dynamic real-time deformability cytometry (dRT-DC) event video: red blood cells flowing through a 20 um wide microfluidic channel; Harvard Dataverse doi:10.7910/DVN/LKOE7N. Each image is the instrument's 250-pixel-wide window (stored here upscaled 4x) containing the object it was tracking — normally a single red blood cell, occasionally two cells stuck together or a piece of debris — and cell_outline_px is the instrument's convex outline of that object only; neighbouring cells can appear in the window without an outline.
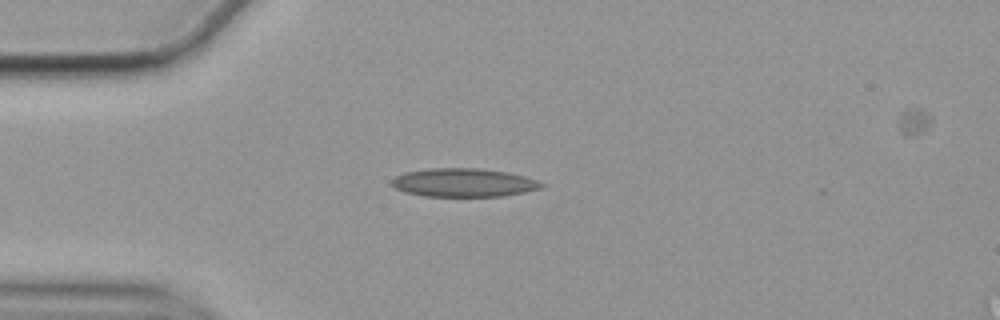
{"species": "common noctule bat (a hibernating species)", "species_latin": "Nyctalus noctula", "temperature_condition": "cold", "stored_images_in_passage": 43, "camera_frame_rate_fps": 3000, "um_per_image_px": 0.085, "animal": {"sex": "female", "body_mass_g": 19.9}, "frame": {"image": 1, "passage_image": 1, "time_ms": 0.0, "image_size_px": [1000, 320], "cell_outline_px": [[544, 184], [540, 188], [524, 192], [504, 196], [424, 196], [404, 192], [396, 188], [392, 184], [392, 180], [396, 176], [404, 172], [432, 168], [480, 168], [504, 172], [524, 176], [536, 180]], "centroid_in_image_um": [39.38, 15.52], "position_along_channel_um": 45.6, "area_um2": 24.62}}
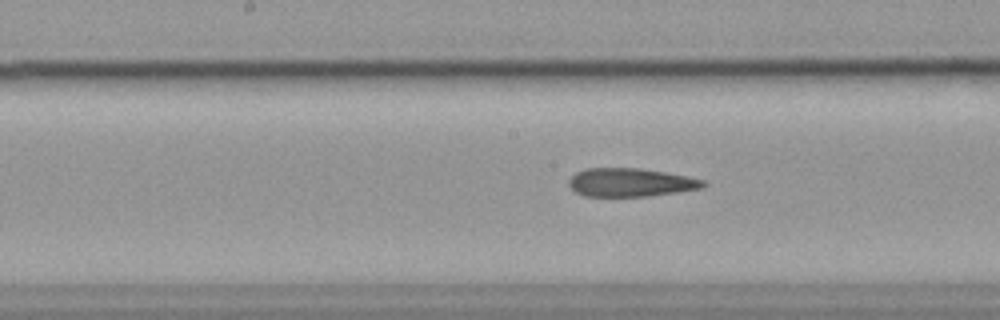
{"frame": {"image": 2, "passage_image": 15, "time_ms": 4.667, "image_size_px": [1000, 320], "cell_outline_px": [[708, 184], [704, 188], [648, 196], [584, 196], [576, 192], [568, 184], [568, 180], [576, 172], [584, 168], [640, 168], [688, 176], [704, 180]], "centroid_in_image_um": [53.61, 15.5], "position_along_channel_um": 194.6, "area_um2": 22.31}}
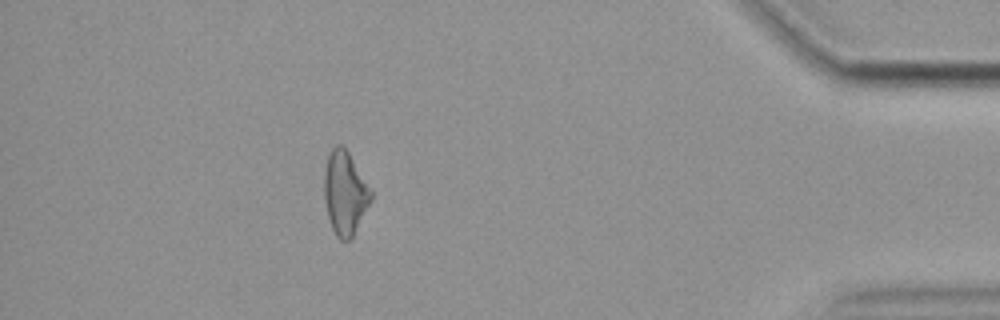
{"frame": {"image": 3, "passage_image": 37, "time_ms": 12.0, "image_size_px": [1000, 320], "cell_outline_px": [[372, 200], [352, 236], [348, 240], [340, 240], [336, 236], [328, 220], [324, 200], [324, 168], [328, 156], [332, 148], [336, 144], [340, 144], [348, 152], [372, 192]], "centroid_in_image_um": [29.29, 16.41], "position_along_channel_um": 405.9, "area_um2": 22.54}, "authors_computed_cell_mechanics": {"area_um2": 23.0622, "velocity_mm_per_s": 3.5465, "shape_relaxation_time_tau1_ms": null, "shape_relaxation_time_tau2_ms": 6.9054, "deformation_change_tau1": null, "deformation_change_tau2": 0.1931}}